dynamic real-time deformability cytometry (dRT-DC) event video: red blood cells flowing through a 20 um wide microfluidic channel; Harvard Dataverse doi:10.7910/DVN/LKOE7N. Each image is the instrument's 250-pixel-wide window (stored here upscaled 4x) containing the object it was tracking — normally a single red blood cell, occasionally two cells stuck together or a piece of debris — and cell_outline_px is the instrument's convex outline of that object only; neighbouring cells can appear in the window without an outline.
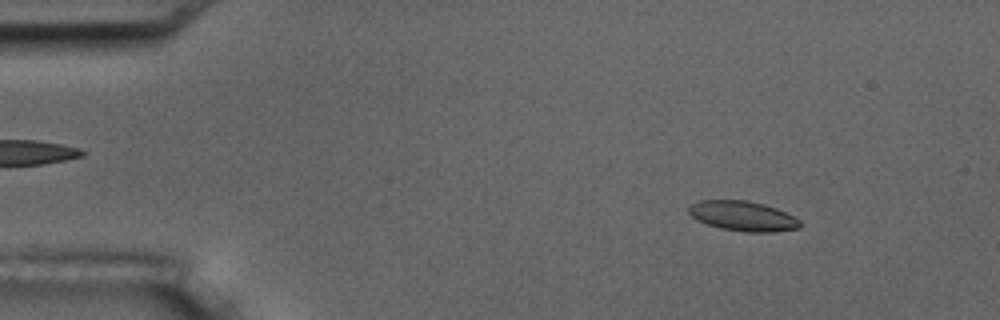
{"species": "common noctule bat (a hibernating species)", "species_latin": "Nyctalus noctula", "temperature_condition": "room temperature", "stored_images_in_passage": 3, "camera_frame_rate_fps": 3000, "um_per_image_px": 0.085, "animal": {"sex": "male", "body_mass_g": 17.5, "forearm_length_mm": 52.3}, "frame": {"image": 1, "passage_image": 1, "time_ms": 0.0, "image_size_px": [1000, 320], "cell_outline_px": [[800, 228], [776, 232], [748, 232], [720, 228], [696, 220], [688, 212], [688, 208], [692, 204], [700, 200], [744, 200], [764, 204], [776, 208], [800, 220]], "centroid_in_image_um": [63.14, 18.37], "position_along_channel_um": 21.9, "area_um2": 19.31}}
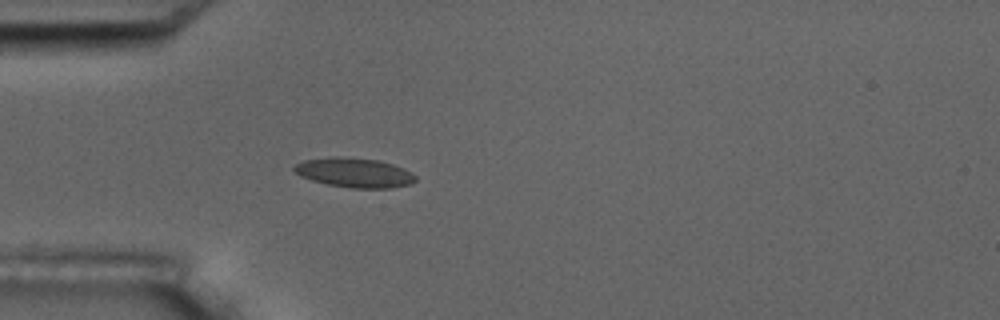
{"frame": {"image": 2, "passage_image": 3, "time_ms": 3.0, "image_size_px": [1000, 320], "cell_outline_px": [[416, 180], [412, 184], [392, 188], [348, 188], [328, 184], [312, 180], [300, 176], [292, 168], [296, 164], [304, 160], [332, 156], [340, 156], [380, 160], [404, 168], [412, 172], [416, 176]], "centroid_in_image_um": [30.15, 14.67], "position_along_channel_um": 54.8, "area_um2": 21.1}}